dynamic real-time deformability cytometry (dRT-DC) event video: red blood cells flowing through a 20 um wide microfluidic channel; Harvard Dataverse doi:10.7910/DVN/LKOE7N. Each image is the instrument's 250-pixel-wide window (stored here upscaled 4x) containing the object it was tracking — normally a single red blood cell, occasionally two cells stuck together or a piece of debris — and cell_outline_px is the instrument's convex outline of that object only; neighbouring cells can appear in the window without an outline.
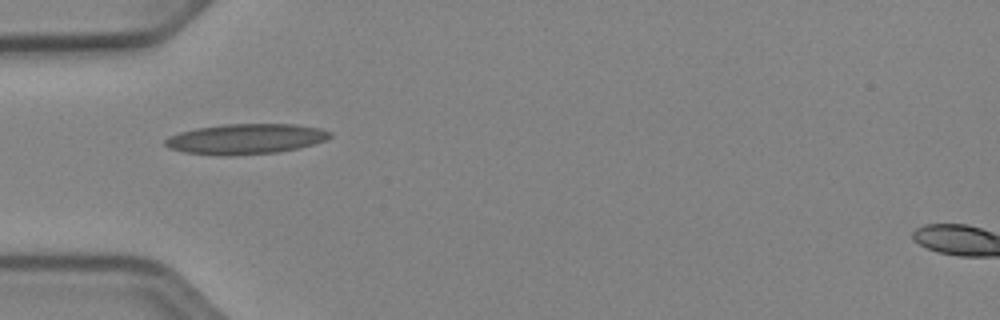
{"species": "Egyptian fruit bat (a non-hibernating species)", "species_latin": "Rousettus aegyptiacus", "temperature_condition": "cold", "stored_images_in_passage": 36, "camera_frame_rate_fps": 3000, "um_per_image_px": 0.085, "animal": {"sex": "female"}, "frame": {"image": 1, "passage_image": 1, "time_ms": 0.0, "image_size_px": [1000, 320], "cell_outline_px": [[332, 136], [324, 140], [312, 144], [296, 148], [276, 152], [228, 156], [220, 156], [184, 152], [168, 148], [164, 144], [164, 140], [168, 136], [180, 132], [196, 128], [224, 124], [296, 124], [320, 128], [332, 132]], "centroid_in_image_um": [20.84, 11.81], "position_along_channel_um": 64.2, "area_um2": 29.13}}
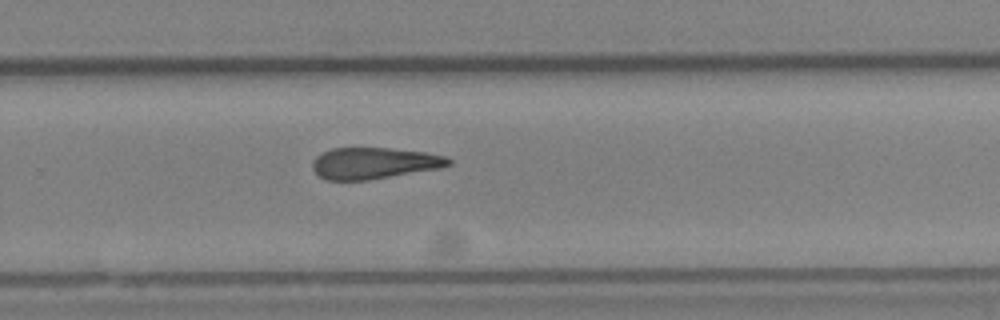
{"frame": {"image": 2, "passage_image": 19, "time_ms": 6.0, "image_size_px": [1000, 320], "cell_outline_px": [[452, 164], [440, 168], [368, 180], [324, 180], [312, 168], [312, 160], [320, 152], [332, 148], [388, 148], [424, 152], [448, 156], [452, 160]], "centroid_in_image_um": [31.78, 13.86], "position_along_channel_um": 298.0, "area_um2": 25.03}}
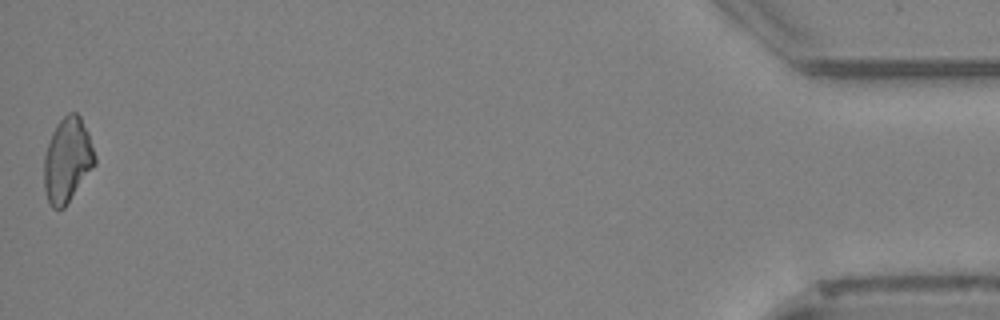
{"frame": {"image": 3, "passage_image": 36, "time_ms": 11.667, "image_size_px": [1000, 320], "cell_outline_px": [[96, 164], [64, 208], [52, 208], [48, 200], [44, 188], [44, 156], [52, 132], [56, 124], [68, 112], [76, 112], [80, 116], [88, 132], [96, 156]], "centroid_in_image_um": [5.73, 13.59], "position_along_channel_um": 429.5, "area_um2": 25.03}, "authors_computed_cell_mechanics": {"area_um2": 25.8077, "velocity_mm_per_s": 3.9445, "shape_relaxation_time_tau1_ms": null, "shape_relaxation_time_tau2_ms": 7.2967, "deformation_change_tau1": null, "deformation_change_tau2": 0.2016}}